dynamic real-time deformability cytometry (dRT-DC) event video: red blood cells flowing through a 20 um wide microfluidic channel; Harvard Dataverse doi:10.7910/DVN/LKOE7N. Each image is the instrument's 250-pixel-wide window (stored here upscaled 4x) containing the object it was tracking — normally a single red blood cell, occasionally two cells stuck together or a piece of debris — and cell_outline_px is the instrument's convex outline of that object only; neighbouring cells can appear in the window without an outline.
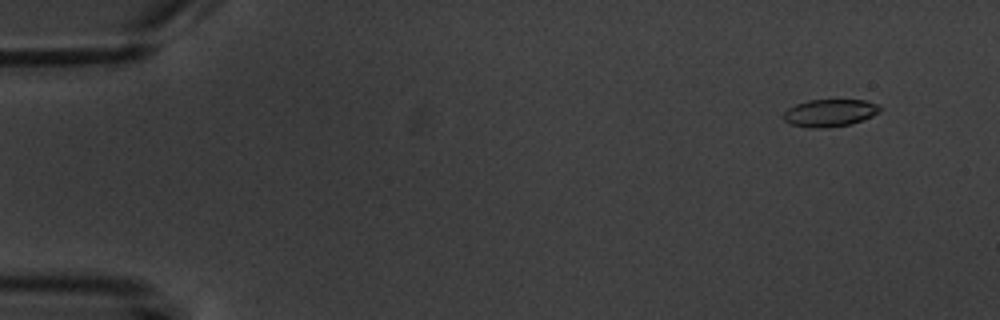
{"species": "common noctule bat (a hibernating species)", "species_latin": "Nyctalus noctula", "temperature_condition": "warm", "stored_images_in_passage": 5, "camera_frame_rate_fps": 3000, "um_per_image_px": 0.085, "animal": {"sex": "male", "body_mass_g": 20.1, "forearm_length_mm": 53.5}, "frame": {"image": 1, "passage_image": 2, "time_ms": 1.0, "image_size_px": [1000, 320], "cell_outline_px": [[880, 112], [872, 116], [852, 124], [820, 128], [808, 128], [788, 124], [784, 120], [784, 112], [788, 108], [796, 104], [808, 100], [864, 100], [876, 104], [880, 108]], "centroid_in_image_um": [70.5, 9.6], "position_along_channel_um": 14.5, "area_um2": 15.37}}